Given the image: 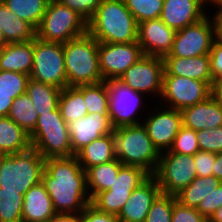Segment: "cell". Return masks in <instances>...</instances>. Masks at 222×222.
I'll list each match as a JSON object with an SVG mask.
<instances>
[{
    "mask_svg": "<svg viewBox=\"0 0 222 222\" xmlns=\"http://www.w3.org/2000/svg\"><path fill=\"white\" fill-rule=\"evenodd\" d=\"M163 73L162 57L143 55L119 77V80L137 92L152 93V96L161 97Z\"/></svg>",
    "mask_w": 222,
    "mask_h": 222,
    "instance_id": "14",
    "label": "cell"
},
{
    "mask_svg": "<svg viewBox=\"0 0 222 222\" xmlns=\"http://www.w3.org/2000/svg\"><path fill=\"white\" fill-rule=\"evenodd\" d=\"M41 182L57 214L78 216L91 203L86 171L75 155L45 159Z\"/></svg>",
    "mask_w": 222,
    "mask_h": 222,
    "instance_id": "1",
    "label": "cell"
},
{
    "mask_svg": "<svg viewBox=\"0 0 222 222\" xmlns=\"http://www.w3.org/2000/svg\"><path fill=\"white\" fill-rule=\"evenodd\" d=\"M124 2L139 24L145 20L160 18L164 0H124Z\"/></svg>",
    "mask_w": 222,
    "mask_h": 222,
    "instance_id": "36",
    "label": "cell"
},
{
    "mask_svg": "<svg viewBox=\"0 0 222 222\" xmlns=\"http://www.w3.org/2000/svg\"><path fill=\"white\" fill-rule=\"evenodd\" d=\"M211 15L176 31L171 52L165 57H198L208 55L215 39Z\"/></svg>",
    "mask_w": 222,
    "mask_h": 222,
    "instance_id": "11",
    "label": "cell"
},
{
    "mask_svg": "<svg viewBox=\"0 0 222 222\" xmlns=\"http://www.w3.org/2000/svg\"><path fill=\"white\" fill-rule=\"evenodd\" d=\"M59 110L67 124L84 117L88 113L83 97V85L67 86L61 90Z\"/></svg>",
    "mask_w": 222,
    "mask_h": 222,
    "instance_id": "31",
    "label": "cell"
},
{
    "mask_svg": "<svg viewBox=\"0 0 222 222\" xmlns=\"http://www.w3.org/2000/svg\"><path fill=\"white\" fill-rule=\"evenodd\" d=\"M29 75L0 70V91L10 93L14 100L20 95L26 93Z\"/></svg>",
    "mask_w": 222,
    "mask_h": 222,
    "instance_id": "37",
    "label": "cell"
},
{
    "mask_svg": "<svg viewBox=\"0 0 222 222\" xmlns=\"http://www.w3.org/2000/svg\"><path fill=\"white\" fill-rule=\"evenodd\" d=\"M62 89L50 84L29 79L26 93L33 101L38 115L56 110L59 107V97Z\"/></svg>",
    "mask_w": 222,
    "mask_h": 222,
    "instance_id": "29",
    "label": "cell"
},
{
    "mask_svg": "<svg viewBox=\"0 0 222 222\" xmlns=\"http://www.w3.org/2000/svg\"><path fill=\"white\" fill-rule=\"evenodd\" d=\"M49 0H4L3 3L19 19L25 20L35 30L39 27Z\"/></svg>",
    "mask_w": 222,
    "mask_h": 222,
    "instance_id": "32",
    "label": "cell"
},
{
    "mask_svg": "<svg viewBox=\"0 0 222 222\" xmlns=\"http://www.w3.org/2000/svg\"><path fill=\"white\" fill-rule=\"evenodd\" d=\"M221 183L222 181L213 175L196 176L186 188L175 195L176 200L185 206L197 208L203 198L215 191Z\"/></svg>",
    "mask_w": 222,
    "mask_h": 222,
    "instance_id": "30",
    "label": "cell"
},
{
    "mask_svg": "<svg viewBox=\"0 0 222 222\" xmlns=\"http://www.w3.org/2000/svg\"><path fill=\"white\" fill-rule=\"evenodd\" d=\"M210 70L214 80L222 79V41L214 39L209 52Z\"/></svg>",
    "mask_w": 222,
    "mask_h": 222,
    "instance_id": "46",
    "label": "cell"
},
{
    "mask_svg": "<svg viewBox=\"0 0 222 222\" xmlns=\"http://www.w3.org/2000/svg\"><path fill=\"white\" fill-rule=\"evenodd\" d=\"M7 44L8 43L6 42V40L3 36L2 30L0 29V50Z\"/></svg>",
    "mask_w": 222,
    "mask_h": 222,
    "instance_id": "54",
    "label": "cell"
},
{
    "mask_svg": "<svg viewBox=\"0 0 222 222\" xmlns=\"http://www.w3.org/2000/svg\"><path fill=\"white\" fill-rule=\"evenodd\" d=\"M204 8V0H164L160 19L178 31L204 18Z\"/></svg>",
    "mask_w": 222,
    "mask_h": 222,
    "instance_id": "20",
    "label": "cell"
},
{
    "mask_svg": "<svg viewBox=\"0 0 222 222\" xmlns=\"http://www.w3.org/2000/svg\"><path fill=\"white\" fill-rule=\"evenodd\" d=\"M161 193L157 179L151 175L131 192L117 218L120 222H145L153 201Z\"/></svg>",
    "mask_w": 222,
    "mask_h": 222,
    "instance_id": "19",
    "label": "cell"
},
{
    "mask_svg": "<svg viewBox=\"0 0 222 222\" xmlns=\"http://www.w3.org/2000/svg\"><path fill=\"white\" fill-rule=\"evenodd\" d=\"M115 156L123 165L137 166L154 175L160 153L143 124L114 128Z\"/></svg>",
    "mask_w": 222,
    "mask_h": 222,
    "instance_id": "4",
    "label": "cell"
},
{
    "mask_svg": "<svg viewBox=\"0 0 222 222\" xmlns=\"http://www.w3.org/2000/svg\"><path fill=\"white\" fill-rule=\"evenodd\" d=\"M49 222H79L77 215L56 214Z\"/></svg>",
    "mask_w": 222,
    "mask_h": 222,
    "instance_id": "51",
    "label": "cell"
},
{
    "mask_svg": "<svg viewBox=\"0 0 222 222\" xmlns=\"http://www.w3.org/2000/svg\"><path fill=\"white\" fill-rule=\"evenodd\" d=\"M45 158L34 148L6 155L0 163V187L25 194L42 181Z\"/></svg>",
    "mask_w": 222,
    "mask_h": 222,
    "instance_id": "5",
    "label": "cell"
},
{
    "mask_svg": "<svg viewBox=\"0 0 222 222\" xmlns=\"http://www.w3.org/2000/svg\"><path fill=\"white\" fill-rule=\"evenodd\" d=\"M12 102L13 99L10 93L0 91V116H8Z\"/></svg>",
    "mask_w": 222,
    "mask_h": 222,
    "instance_id": "47",
    "label": "cell"
},
{
    "mask_svg": "<svg viewBox=\"0 0 222 222\" xmlns=\"http://www.w3.org/2000/svg\"><path fill=\"white\" fill-rule=\"evenodd\" d=\"M30 79L59 89L67 87L63 43L33 39V66Z\"/></svg>",
    "mask_w": 222,
    "mask_h": 222,
    "instance_id": "8",
    "label": "cell"
},
{
    "mask_svg": "<svg viewBox=\"0 0 222 222\" xmlns=\"http://www.w3.org/2000/svg\"><path fill=\"white\" fill-rule=\"evenodd\" d=\"M212 19L215 29V38L222 41V8L217 9Z\"/></svg>",
    "mask_w": 222,
    "mask_h": 222,
    "instance_id": "48",
    "label": "cell"
},
{
    "mask_svg": "<svg viewBox=\"0 0 222 222\" xmlns=\"http://www.w3.org/2000/svg\"><path fill=\"white\" fill-rule=\"evenodd\" d=\"M213 176L222 181V152L216 153V158L213 166Z\"/></svg>",
    "mask_w": 222,
    "mask_h": 222,
    "instance_id": "50",
    "label": "cell"
},
{
    "mask_svg": "<svg viewBox=\"0 0 222 222\" xmlns=\"http://www.w3.org/2000/svg\"><path fill=\"white\" fill-rule=\"evenodd\" d=\"M196 131L182 126L169 151L185 155H195L199 151Z\"/></svg>",
    "mask_w": 222,
    "mask_h": 222,
    "instance_id": "39",
    "label": "cell"
},
{
    "mask_svg": "<svg viewBox=\"0 0 222 222\" xmlns=\"http://www.w3.org/2000/svg\"><path fill=\"white\" fill-rule=\"evenodd\" d=\"M156 107L157 112H153L142 124L146 128L154 147L159 153H162L164 150L169 151L175 136L183 126L182 114L180 110L173 108L160 109L157 105Z\"/></svg>",
    "mask_w": 222,
    "mask_h": 222,
    "instance_id": "16",
    "label": "cell"
},
{
    "mask_svg": "<svg viewBox=\"0 0 222 222\" xmlns=\"http://www.w3.org/2000/svg\"><path fill=\"white\" fill-rule=\"evenodd\" d=\"M153 176L157 179L161 193L175 196L197 176L194 155L170 151L160 153L159 164Z\"/></svg>",
    "mask_w": 222,
    "mask_h": 222,
    "instance_id": "10",
    "label": "cell"
},
{
    "mask_svg": "<svg viewBox=\"0 0 222 222\" xmlns=\"http://www.w3.org/2000/svg\"><path fill=\"white\" fill-rule=\"evenodd\" d=\"M151 175L137 166L122 165L112 186L98 193L91 204L98 210L118 216L130 194Z\"/></svg>",
    "mask_w": 222,
    "mask_h": 222,
    "instance_id": "9",
    "label": "cell"
},
{
    "mask_svg": "<svg viewBox=\"0 0 222 222\" xmlns=\"http://www.w3.org/2000/svg\"><path fill=\"white\" fill-rule=\"evenodd\" d=\"M0 29L7 43L26 42L36 36V30L13 14L4 3L0 4Z\"/></svg>",
    "mask_w": 222,
    "mask_h": 222,
    "instance_id": "27",
    "label": "cell"
},
{
    "mask_svg": "<svg viewBox=\"0 0 222 222\" xmlns=\"http://www.w3.org/2000/svg\"><path fill=\"white\" fill-rule=\"evenodd\" d=\"M24 195L0 187V222H22Z\"/></svg>",
    "mask_w": 222,
    "mask_h": 222,
    "instance_id": "35",
    "label": "cell"
},
{
    "mask_svg": "<svg viewBox=\"0 0 222 222\" xmlns=\"http://www.w3.org/2000/svg\"><path fill=\"white\" fill-rule=\"evenodd\" d=\"M199 149L212 153L222 152V126L196 131Z\"/></svg>",
    "mask_w": 222,
    "mask_h": 222,
    "instance_id": "40",
    "label": "cell"
},
{
    "mask_svg": "<svg viewBox=\"0 0 222 222\" xmlns=\"http://www.w3.org/2000/svg\"><path fill=\"white\" fill-rule=\"evenodd\" d=\"M222 206V183L210 195L203 198L196 208L207 220Z\"/></svg>",
    "mask_w": 222,
    "mask_h": 222,
    "instance_id": "43",
    "label": "cell"
},
{
    "mask_svg": "<svg viewBox=\"0 0 222 222\" xmlns=\"http://www.w3.org/2000/svg\"><path fill=\"white\" fill-rule=\"evenodd\" d=\"M175 33L160 18L145 20L138 24L137 42L144 55L164 58L172 50Z\"/></svg>",
    "mask_w": 222,
    "mask_h": 222,
    "instance_id": "17",
    "label": "cell"
},
{
    "mask_svg": "<svg viewBox=\"0 0 222 222\" xmlns=\"http://www.w3.org/2000/svg\"><path fill=\"white\" fill-rule=\"evenodd\" d=\"M29 137L31 147L45 159L73 156L68 125L61 116L59 107L38 115L35 129Z\"/></svg>",
    "mask_w": 222,
    "mask_h": 222,
    "instance_id": "6",
    "label": "cell"
},
{
    "mask_svg": "<svg viewBox=\"0 0 222 222\" xmlns=\"http://www.w3.org/2000/svg\"><path fill=\"white\" fill-rule=\"evenodd\" d=\"M67 125L73 156L85 145L114 131L110 116L98 112L87 113L84 117L71 121Z\"/></svg>",
    "mask_w": 222,
    "mask_h": 222,
    "instance_id": "18",
    "label": "cell"
},
{
    "mask_svg": "<svg viewBox=\"0 0 222 222\" xmlns=\"http://www.w3.org/2000/svg\"><path fill=\"white\" fill-rule=\"evenodd\" d=\"M79 222H120L117 216L98 210L89 203L78 215Z\"/></svg>",
    "mask_w": 222,
    "mask_h": 222,
    "instance_id": "45",
    "label": "cell"
},
{
    "mask_svg": "<svg viewBox=\"0 0 222 222\" xmlns=\"http://www.w3.org/2000/svg\"><path fill=\"white\" fill-rule=\"evenodd\" d=\"M216 153L199 150L194 155L196 173L198 177H207L213 175V166Z\"/></svg>",
    "mask_w": 222,
    "mask_h": 222,
    "instance_id": "44",
    "label": "cell"
},
{
    "mask_svg": "<svg viewBox=\"0 0 222 222\" xmlns=\"http://www.w3.org/2000/svg\"><path fill=\"white\" fill-rule=\"evenodd\" d=\"M171 222H208V220L196 208L181 204L174 196Z\"/></svg>",
    "mask_w": 222,
    "mask_h": 222,
    "instance_id": "42",
    "label": "cell"
},
{
    "mask_svg": "<svg viewBox=\"0 0 222 222\" xmlns=\"http://www.w3.org/2000/svg\"><path fill=\"white\" fill-rule=\"evenodd\" d=\"M174 195L160 193L153 201L145 222H171Z\"/></svg>",
    "mask_w": 222,
    "mask_h": 222,
    "instance_id": "38",
    "label": "cell"
},
{
    "mask_svg": "<svg viewBox=\"0 0 222 222\" xmlns=\"http://www.w3.org/2000/svg\"><path fill=\"white\" fill-rule=\"evenodd\" d=\"M83 97L88 113L109 115V95L105 81L83 85Z\"/></svg>",
    "mask_w": 222,
    "mask_h": 222,
    "instance_id": "34",
    "label": "cell"
},
{
    "mask_svg": "<svg viewBox=\"0 0 222 222\" xmlns=\"http://www.w3.org/2000/svg\"><path fill=\"white\" fill-rule=\"evenodd\" d=\"M106 86L109 95V116L114 128L121 126L140 125L142 121L136 118L138 109L143 103V93L131 89L119 79L107 80Z\"/></svg>",
    "mask_w": 222,
    "mask_h": 222,
    "instance_id": "12",
    "label": "cell"
},
{
    "mask_svg": "<svg viewBox=\"0 0 222 222\" xmlns=\"http://www.w3.org/2000/svg\"><path fill=\"white\" fill-rule=\"evenodd\" d=\"M87 31L104 43H133L137 41L138 23L126 8L124 0H102Z\"/></svg>",
    "mask_w": 222,
    "mask_h": 222,
    "instance_id": "2",
    "label": "cell"
},
{
    "mask_svg": "<svg viewBox=\"0 0 222 222\" xmlns=\"http://www.w3.org/2000/svg\"><path fill=\"white\" fill-rule=\"evenodd\" d=\"M139 43H104L98 44L99 67L103 81L119 77L142 56Z\"/></svg>",
    "mask_w": 222,
    "mask_h": 222,
    "instance_id": "15",
    "label": "cell"
},
{
    "mask_svg": "<svg viewBox=\"0 0 222 222\" xmlns=\"http://www.w3.org/2000/svg\"><path fill=\"white\" fill-rule=\"evenodd\" d=\"M98 44L88 31L63 43L67 86L77 87L103 81L99 67Z\"/></svg>",
    "mask_w": 222,
    "mask_h": 222,
    "instance_id": "3",
    "label": "cell"
},
{
    "mask_svg": "<svg viewBox=\"0 0 222 222\" xmlns=\"http://www.w3.org/2000/svg\"><path fill=\"white\" fill-rule=\"evenodd\" d=\"M8 117L29 135L34 131L38 120V113L27 93L13 100Z\"/></svg>",
    "mask_w": 222,
    "mask_h": 222,
    "instance_id": "33",
    "label": "cell"
},
{
    "mask_svg": "<svg viewBox=\"0 0 222 222\" xmlns=\"http://www.w3.org/2000/svg\"><path fill=\"white\" fill-rule=\"evenodd\" d=\"M208 222H222V206L211 215Z\"/></svg>",
    "mask_w": 222,
    "mask_h": 222,
    "instance_id": "52",
    "label": "cell"
},
{
    "mask_svg": "<svg viewBox=\"0 0 222 222\" xmlns=\"http://www.w3.org/2000/svg\"><path fill=\"white\" fill-rule=\"evenodd\" d=\"M163 75L183 76L208 83L211 87L213 78L210 70L209 55L198 57H164Z\"/></svg>",
    "mask_w": 222,
    "mask_h": 222,
    "instance_id": "22",
    "label": "cell"
},
{
    "mask_svg": "<svg viewBox=\"0 0 222 222\" xmlns=\"http://www.w3.org/2000/svg\"><path fill=\"white\" fill-rule=\"evenodd\" d=\"M87 32V22L74 10L57 0H49L36 37L44 41L65 43Z\"/></svg>",
    "mask_w": 222,
    "mask_h": 222,
    "instance_id": "7",
    "label": "cell"
},
{
    "mask_svg": "<svg viewBox=\"0 0 222 222\" xmlns=\"http://www.w3.org/2000/svg\"><path fill=\"white\" fill-rule=\"evenodd\" d=\"M75 156L82 168L110 162L116 158L114 139L112 134L102 136L81 148Z\"/></svg>",
    "mask_w": 222,
    "mask_h": 222,
    "instance_id": "25",
    "label": "cell"
},
{
    "mask_svg": "<svg viewBox=\"0 0 222 222\" xmlns=\"http://www.w3.org/2000/svg\"><path fill=\"white\" fill-rule=\"evenodd\" d=\"M6 155L0 150V163Z\"/></svg>",
    "mask_w": 222,
    "mask_h": 222,
    "instance_id": "55",
    "label": "cell"
},
{
    "mask_svg": "<svg viewBox=\"0 0 222 222\" xmlns=\"http://www.w3.org/2000/svg\"><path fill=\"white\" fill-rule=\"evenodd\" d=\"M30 148L29 134L8 116H0V150L5 155H11Z\"/></svg>",
    "mask_w": 222,
    "mask_h": 222,
    "instance_id": "26",
    "label": "cell"
},
{
    "mask_svg": "<svg viewBox=\"0 0 222 222\" xmlns=\"http://www.w3.org/2000/svg\"><path fill=\"white\" fill-rule=\"evenodd\" d=\"M183 126L194 131L222 126V106L211 95L181 110Z\"/></svg>",
    "mask_w": 222,
    "mask_h": 222,
    "instance_id": "21",
    "label": "cell"
},
{
    "mask_svg": "<svg viewBox=\"0 0 222 222\" xmlns=\"http://www.w3.org/2000/svg\"><path fill=\"white\" fill-rule=\"evenodd\" d=\"M208 3L216 6V9L222 8V0H204V5H208Z\"/></svg>",
    "mask_w": 222,
    "mask_h": 222,
    "instance_id": "53",
    "label": "cell"
},
{
    "mask_svg": "<svg viewBox=\"0 0 222 222\" xmlns=\"http://www.w3.org/2000/svg\"><path fill=\"white\" fill-rule=\"evenodd\" d=\"M122 165L115 158L110 162L92 166L86 170L87 190L89 191L91 200L98 193L108 190L112 186Z\"/></svg>",
    "mask_w": 222,
    "mask_h": 222,
    "instance_id": "28",
    "label": "cell"
},
{
    "mask_svg": "<svg viewBox=\"0 0 222 222\" xmlns=\"http://www.w3.org/2000/svg\"><path fill=\"white\" fill-rule=\"evenodd\" d=\"M210 96L211 86L206 82L183 76L163 75L161 98L169 108L181 111Z\"/></svg>",
    "mask_w": 222,
    "mask_h": 222,
    "instance_id": "13",
    "label": "cell"
},
{
    "mask_svg": "<svg viewBox=\"0 0 222 222\" xmlns=\"http://www.w3.org/2000/svg\"><path fill=\"white\" fill-rule=\"evenodd\" d=\"M211 95L222 106V79L213 81Z\"/></svg>",
    "mask_w": 222,
    "mask_h": 222,
    "instance_id": "49",
    "label": "cell"
},
{
    "mask_svg": "<svg viewBox=\"0 0 222 222\" xmlns=\"http://www.w3.org/2000/svg\"><path fill=\"white\" fill-rule=\"evenodd\" d=\"M33 40L8 43L0 50V70L31 74Z\"/></svg>",
    "mask_w": 222,
    "mask_h": 222,
    "instance_id": "24",
    "label": "cell"
},
{
    "mask_svg": "<svg viewBox=\"0 0 222 222\" xmlns=\"http://www.w3.org/2000/svg\"><path fill=\"white\" fill-rule=\"evenodd\" d=\"M74 10L87 23L93 18L102 0H57Z\"/></svg>",
    "mask_w": 222,
    "mask_h": 222,
    "instance_id": "41",
    "label": "cell"
},
{
    "mask_svg": "<svg viewBox=\"0 0 222 222\" xmlns=\"http://www.w3.org/2000/svg\"><path fill=\"white\" fill-rule=\"evenodd\" d=\"M56 214L42 182L32 186L24 194L22 222H49Z\"/></svg>",
    "mask_w": 222,
    "mask_h": 222,
    "instance_id": "23",
    "label": "cell"
}]
</instances>
